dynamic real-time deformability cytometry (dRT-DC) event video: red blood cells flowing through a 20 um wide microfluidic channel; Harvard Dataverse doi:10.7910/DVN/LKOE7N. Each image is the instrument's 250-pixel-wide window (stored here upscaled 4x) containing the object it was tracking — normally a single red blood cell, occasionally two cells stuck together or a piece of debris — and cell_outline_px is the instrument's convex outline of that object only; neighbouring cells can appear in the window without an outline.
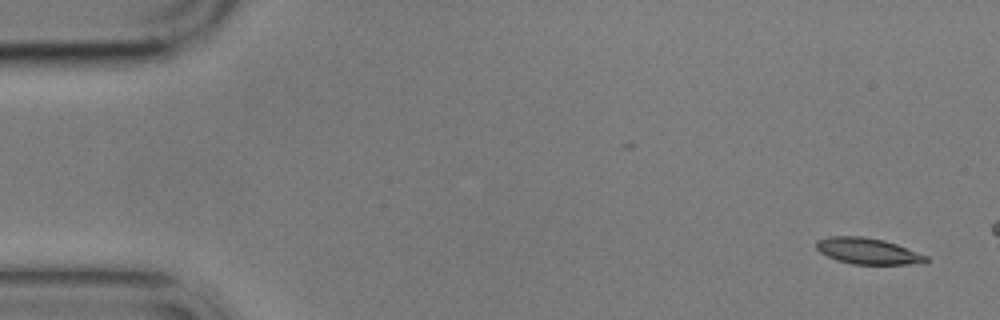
{"species": "common noctule bat (a hibernating species)", "species_latin": "Nyctalus noctula", "temperature_condition": "cold", "stored_images_in_passage": 4, "camera_frame_rate_fps": 3000, "um_per_image_px": 0.085, "animal": {"sex": "male", "body_mass_g": 17.9}, "frame": {"image": 1, "passage_image": 1, "time_ms": 0.0, "image_size_px": [1000, 320], "cell_outline_px": [[928, 260], [924, 264], [852, 264], [836, 260], [820, 252], [816, 248], [816, 240], [828, 236], [860, 236], [884, 240], [896, 244], [928, 256]], "centroid_in_image_um": [73.76, 21.34], "position_along_channel_um": 11.2, "area_um2": 16.76}}